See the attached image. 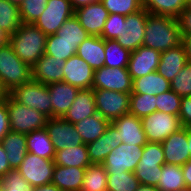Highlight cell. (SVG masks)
<instances>
[{
	"label": "cell",
	"mask_w": 191,
	"mask_h": 191,
	"mask_svg": "<svg viewBox=\"0 0 191 191\" xmlns=\"http://www.w3.org/2000/svg\"><path fill=\"white\" fill-rule=\"evenodd\" d=\"M179 44H181V34L178 19L169 16L148 15L142 46L164 52Z\"/></svg>",
	"instance_id": "6da1fadb"
},
{
	"label": "cell",
	"mask_w": 191,
	"mask_h": 191,
	"mask_svg": "<svg viewBox=\"0 0 191 191\" xmlns=\"http://www.w3.org/2000/svg\"><path fill=\"white\" fill-rule=\"evenodd\" d=\"M47 36L34 24L22 23L10 35L9 44L15 54L28 66H32L44 55Z\"/></svg>",
	"instance_id": "7a4b0ae2"
},
{
	"label": "cell",
	"mask_w": 191,
	"mask_h": 191,
	"mask_svg": "<svg viewBox=\"0 0 191 191\" xmlns=\"http://www.w3.org/2000/svg\"><path fill=\"white\" fill-rule=\"evenodd\" d=\"M32 80L31 67L24 63L10 44L0 47V86L9 94Z\"/></svg>",
	"instance_id": "3957f363"
},
{
	"label": "cell",
	"mask_w": 191,
	"mask_h": 191,
	"mask_svg": "<svg viewBox=\"0 0 191 191\" xmlns=\"http://www.w3.org/2000/svg\"><path fill=\"white\" fill-rule=\"evenodd\" d=\"M6 105L10 131L27 135L31 131L45 128L48 117L38 110L17 102L10 94H6Z\"/></svg>",
	"instance_id": "277c9868"
},
{
	"label": "cell",
	"mask_w": 191,
	"mask_h": 191,
	"mask_svg": "<svg viewBox=\"0 0 191 191\" xmlns=\"http://www.w3.org/2000/svg\"><path fill=\"white\" fill-rule=\"evenodd\" d=\"M165 164L162 144L147 142L143 147L142 156L134 171L140 184L157 187Z\"/></svg>",
	"instance_id": "5b68a950"
},
{
	"label": "cell",
	"mask_w": 191,
	"mask_h": 191,
	"mask_svg": "<svg viewBox=\"0 0 191 191\" xmlns=\"http://www.w3.org/2000/svg\"><path fill=\"white\" fill-rule=\"evenodd\" d=\"M17 102L52 117V103L47 85L34 80L15 88L9 93Z\"/></svg>",
	"instance_id": "8992f818"
},
{
	"label": "cell",
	"mask_w": 191,
	"mask_h": 191,
	"mask_svg": "<svg viewBox=\"0 0 191 191\" xmlns=\"http://www.w3.org/2000/svg\"><path fill=\"white\" fill-rule=\"evenodd\" d=\"M148 142L162 143L173 132L182 128L179 116L155 111L141 118Z\"/></svg>",
	"instance_id": "52a82bcc"
},
{
	"label": "cell",
	"mask_w": 191,
	"mask_h": 191,
	"mask_svg": "<svg viewBox=\"0 0 191 191\" xmlns=\"http://www.w3.org/2000/svg\"><path fill=\"white\" fill-rule=\"evenodd\" d=\"M96 111L110 123L129 113L130 94L104 89L93 90Z\"/></svg>",
	"instance_id": "ba28073f"
},
{
	"label": "cell",
	"mask_w": 191,
	"mask_h": 191,
	"mask_svg": "<svg viewBox=\"0 0 191 191\" xmlns=\"http://www.w3.org/2000/svg\"><path fill=\"white\" fill-rule=\"evenodd\" d=\"M70 0H48L45 11L34 23L46 36L54 35L74 15Z\"/></svg>",
	"instance_id": "9c48e42d"
},
{
	"label": "cell",
	"mask_w": 191,
	"mask_h": 191,
	"mask_svg": "<svg viewBox=\"0 0 191 191\" xmlns=\"http://www.w3.org/2000/svg\"><path fill=\"white\" fill-rule=\"evenodd\" d=\"M54 167V160L44 159L28 152L17 171L31 187H35L52 182Z\"/></svg>",
	"instance_id": "30bf717a"
},
{
	"label": "cell",
	"mask_w": 191,
	"mask_h": 191,
	"mask_svg": "<svg viewBox=\"0 0 191 191\" xmlns=\"http://www.w3.org/2000/svg\"><path fill=\"white\" fill-rule=\"evenodd\" d=\"M143 147L121 143L108 154L102 165L107 173L134 172L142 156Z\"/></svg>",
	"instance_id": "8fae6325"
},
{
	"label": "cell",
	"mask_w": 191,
	"mask_h": 191,
	"mask_svg": "<svg viewBox=\"0 0 191 191\" xmlns=\"http://www.w3.org/2000/svg\"><path fill=\"white\" fill-rule=\"evenodd\" d=\"M133 81L127 68L101 67L94 71L93 90L104 89L122 93H132Z\"/></svg>",
	"instance_id": "7c38bea8"
},
{
	"label": "cell",
	"mask_w": 191,
	"mask_h": 191,
	"mask_svg": "<svg viewBox=\"0 0 191 191\" xmlns=\"http://www.w3.org/2000/svg\"><path fill=\"white\" fill-rule=\"evenodd\" d=\"M148 15L149 13L142 8L126 16L125 22L122 23V34L116 39L123 48L131 52L143 45Z\"/></svg>",
	"instance_id": "4fadbf2b"
},
{
	"label": "cell",
	"mask_w": 191,
	"mask_h": 191,
	"mask_svg": "<svg viewBox=\"0 0 191 191\" xmlns=\"http://www.w3.org/2000/svg\"><path fill=\"white\" fill-rule=\"evenodd\" d=\"M45 129L53 143L55 152L84 144L74 124L65 121L63 118H48Z\"/></svg>",
	"instance_id": "5bb4252c"
},
{
	"label": "cell",
	"mask_w": 191,
	"mask_h": 191,
	"mask_svg": "<svg viewBox=\"0 0 191 191\" xmlns=\"http://www.w3.org/2000/svg\"><path fill=\"white\" fill-rule=\"evenodd\" d=\"M161 144L166 164L183 166L191 159L188 148V131L185 127L173 132Z\"/></svg>",
	"instance_id": "9a60e30c"
},
{
	"label": "cell",
	"mask_w": 191,
	"mask_h": 191,
	"mask_svg": "<svg viewBox=\"0 0 191 191\" xmlns=\"http://www.w3.org/2000/svg\"><path fill=\"white\" fill-rule=\"evenodd\" d=\"M160 56L161 52L145 46H140L135 51H131L127 69L132 81L156 71Z\"/></svg>",
	"instance_id": "2e32d148"
},
{
	"label": "cell",
	"mask_w": 191,
	"mask_h": 191,
	"mask_svg": "<svg viewBox=\"0 0 191 191\" xmlns=\"http://www.w3.org/2000/svg\"><path fill=\"white\" fill-rule=\"evenodd\" d=\"M63 82L80 89H92L94 70L77 54L66 60Z\"/></svg>",
	"instance_id": "e0dca14e"
},
{
	"label": "cell",
	"mask_w": 191,
	"mask_h": 191,
	"mask_svg": "<svg viewBox=\"0 0 191 191\" xmlns=\"http://www.w3.org/2000/svg\"><path fill=\"white\" fill-rule=\"evenodd\" d=\"M108 11L101 1L80 7L74 11V16L90 36H101Z\"/></svg>",
	"instance_id": "ac0fdd59"
},
{
	"label": "cell",
	"mask_w": 191,
	"mask_h": 191,
	"mask_svg": "<svg viewBox=\"0 0 191 191\" xmlns=\"http://www.w3.org/2000/svg\"><path fill=\"white\" fill-rule=\"evenodd\" d=\"M65 62L44 54L31 68L32 80L44 85L63 82Z\"/></svg>",
	"instance_id": "d6986e66"
},
{
	"label": "cell",
	"mask_w": 191,
	"mask_h": 191,
	"mask_svg": "<svg viewBox=\"0 0 191 191\" xmlns=\"http://www.w3.org/2000/svg\"><path fill=\"white\" fill-rule=\"evenodd\" d=\"M118 130L122 143L144 146L148 141L141 118L127 113L111 122Z\"/></svg>",
	"instance_id": "ffe728a7"
},
{
	"label": "cell",
	"mask_w": 191,
	"mask_h": 191,
	"mask_svg": "<svg viewBox=\"0 0 191 191\" xmlns=\"http://www.w3.org/2000/svg\"><path fill=\"white\" fill-rule=\"evenodd\" d=\"M122 143L116 127L110 123L102 136L86 145L91 163H103L108 154Z\"/></svg>",
	"instance_id": "44dd1931"
},
{
	"label": "cell",
	"mask_w": 191,
	"mask_h": 191,
	"mask_svg": "<svg viewBox=\"0 0 191 191\" xmlns=\"http://www.w3.org/2000/svg\"><path fill=\"white\" fill-rule=\"evenodd\" d=\"M52 103V117L63 118L75 100L79 89L65 82L47 85Z\"/></svg>",
	"instance_id": "7402d4cb"
},
{
	"label": "cell",
	"mask_w": 191,
	"mask_h": 191,
	"mask_svg": "<svg viewBox=\"0 0 191 191\" xmlns=\"http://www.w3.org/2000/svg\"><path fill=\"white\" fill-rule=\"evenodd\" d=\"M96 113L93 89H80L63 119L72 124H76L84 118H88Z\"/></svg>",
	"instance_id": "603a6c76"
},
{
	"label": "cell",
	"mask_w": 191,
	"mask_h": 191,
	"mask_svg": "<svg viewBox=\"0 0 191 191\" xmlns=\"http://www.w3.org/2000/svg\"><path fill=\"white\" fill-rule=\"evenodd\" d=\"M187 62L185 48L182 44H179L175 48L161 52L160 62L156 71L167 81L171 82Z\"/></svg>",
	"instance_id": "cb8c5ba5"
},
{
	"label": "cell",
	"mask_w": 191,
	"mask_h": 191,
	"mask_svg": "<svg viewBox=\"0 0 191 191\" xmlns=\"http://www.w3.org/2000/svg\"><path fill=\"white\" fill-rule=\"evenodd\" d=\"M95 71L104 66L105 40L99 36H89L77 49L76 53Z\"/></svg>",
	"instance_id": "d4e9b609"
},
{
	"label": "cell",
	"mask_w": 191,
	"mask_h": 191,
	"mask_svg": "<svg viewBox=\"0 0 191 191\" xmlns=\"http://www.w3.org/2000/svg\"><path fill=\"white\" fill-rule=\"evenodd\" d=\"M85 168L55 165L51 183L63 191H80L85 176Z\"/></svg>",
	"instance_id": "484cf974"
},
{
	"label": "cell",
	"mask_w": 191,
	"mask_h": 191,
	"mask_svg": "<svg viewBox=\"0 0 191 191\" xmlns=\"http://www.w3.org/2000/svg\"><path fill=\"white\" fill-rule=\"evenodd\" d=\"M11 169H17L25 158L27 151L26 135L9 131L1 141Z\"/></svg>",
	"instance_id": "4316f807"
},
{
	"label": "cell",
	"mask_w": 191,
	"mask_h": 191,
	"mask_svg": "<svg viewBox=\"0 0 191 191\" xmlns=\"http://www.w3.org/2000/svg\"><path fill=\"white\" fill-rule=\"evenodd\" d=\"M171 90V83L157 71L133 80L132 93L159 95Z\"/></svg>",
	"instance_id": "83f0119b"
},
{
	"label": "cell",
	"mask_w": 191,
	"mask_h": 191,
	"mask_svg": "<svg viewBox=\"0 0 191 191\" xmlns=\"http://www.w3.org/2000/svg\"><path fill=\"white\" fill-rule=\"evenodd\" d=\"M110 122L98 112L74 124L84 144L97 140L104 134Z\"/></svg>",
	"instance_id": "f1b7e54d"
},
{
	"label": "cell",
	"mask_w": 191,
	"mask_h": 191,
	"mask_svg": "<svg viewBox=\"0 0 191 191\" xmlns=\"http://www.w3.org/2000/svg\"><path fill=\"white\" fill-rule=\"evenodd\" d=\"M27 151L44 159L54 160L55 149L45 128L26 135Z\"/></svg>",
	"instance_id": "f546056e"
},
{
	"label": "cell",
	"mask_w": 191,
	"mask_h": 191,
	"mask_svg": "<svg viewBox=\"0 0 191 191\" xmlns=\"http://www.w3.org/2000/svg\"><path fill=\"white\" fill-rule=\"evenodd\" d=\"M54 164L65 167H87L91 164L86 144L55 152Z\"/></svg>",
	"instance_id": "4dcf8cb0"
},
{
	"label": "cell",
	"mask_w": 191,
	"mask_h": 191,
	"mask_svg": "<svg viewBox=\"0 0 191 191\" xmlns=\"http://www.w3.org/2000/svg\"><path fill=\"white\" fill-rule=\"evenodd\" d=\"M142 7L152 15L178 19L186 7V0H141Z\"/></svg>",
	"instance_id": "1f68e13d"
},
{
	"label": "cell",
	"mask_w": 191,
	"mask_h": 191,
	"mask_svg": "<svg viewBox=\"0 0 191 191\" xmlns=\"http://www.w3.org/2000/svg\"><path fill=\"white\" fill-rule=\"evenodd\" d=\"M108 174L102 163H91L85 168V176L80 191H105Z\"/></svg>",
	"instance_id": "d6a6232c"
},
{
	"label": "cell",
	"mask_w": 191,
	"mask_h": 191,
	"mask_svg": "<svg viewBox=\"0 0 191 191\" xmlns=\"http://www.w3.org/2000/svg\"><path fill=\"white\" fill-rule=\"evenodd\" d=\"M186 187L182 167L164 164L157 188L160 191H175Z\"/></svg>",
	"instance_id": "836d02e7"
},
{
	"label": "cell",
	"mask_w": 191,
	"mask_h": 191,
	"mask_svg": "<svg viewBox=\"0 0 191 191\" xmlns=\"http://www.w3.org/2000/svg\"><path fill=\"white\" fill-rule=\"evenodd\" d=\"M77 49L78 45L75 42L64 41L54 34L47 36L44 54L66 61L77 53Z\"/></svg>",
	"instance_id": "e575fe53"
},
{
	"label": "cell",
	"mask_w": 191,
	"mask_h": 191,
	"mask_svg": "<svg viewBox=\"0 0 191 191\" xmlns=\"http://www.w3.org/2000/svg\"><path fill=\"white\" fill-rule=\"evenodd\" d=\"M104 66L109 68H127L130 51L123 48L116 40H105Z\"/></svg>",
	"instance_id": "d590c367"
},
{
	"label": "cell",
	"mask_w": 191,
	"mask_h": 191,
	"mask_svg": "<svg viewBox=\"0 0 191 191\" xmlns=\"http://www.w3.org/2000/svg\"><path fill=\"white\" fill-rule=\"evenodd\" d=\"M21 25L19 6L7 0H0V28L11 35Z\"/></svg>",
	"instance_id": "8d00e7d4"
},
{
	"label": "cell",
	"mask_w": 191,
	"mask_h": 191,
	"mask_svg": "<svg viewBox=\"0 0 191 191\" xmlns=\"http://www.w3.org/2000/svg\"><path fill=\"white\" fill-rule=\"evenodd\" d=\"M107 190L109 191H136L140 185L134 172L107 173Z\"/></svg>",
	"instance_id": "74e56055"
},
{
	"label": "cell",
	"mask_w": 191,
	"mask_h": 191,
	"mask_svg": "<svg viewBox=\"0 0 191 191\" xmlns=\"http://www.w3.org/2000/svg\"><path fill=\"white\" fill-rule=\"evenodd\" d=\"M56 35L59 36V39L75 42L78 46L90 36L74 15L64 22Z\"/></svg>",
	"instance_id": "f35d334b"
},
{
	"label": "cell",
	"mask_w": 191,
	"mask_h": 191,
	"mask_svg": "<svg viewBox=\"0 0 191 191\" xmlns=\"http://www.w3.org/2000/svg\"><path fill=\"white\" fill-rule=\"evenodd\" d=\"M156 95L130 94L129 113L142 118L156 111Z\"/></svg>",
	"instance_id": "ab89813d"
},
{
	"label": "cell",
	"mask_w": 191,
	"mask_h": 191,
	"mask_svg": "<svg viewBox=\"0 0 191 191\" xmlns=\"http://www.w3.org/2000/svg\"><path fill=\"white\" fill-rule=\"evenodd\" d=\"M48 0H23L19 6L22 23L34 24L45 11Z\"/></svg>",
	"instance_id": "60d3db41"
},
{
	"label": "cell",
	"mask_w": 191,
	"mask_h": 191,
	"mask_svg": "<svg viewBox=\"0 0 191 191\" xmlns=\"http://www.w3.org/2000/svg\"><path fill=\"white\" fill-rule=\"evenodd\" d=\"M109 14L127 16L141 10V0H100Z\"/></svg>",
	"instance_id": "b9f144b4"
},
{
	"label": "cell",
	"mask_w": 191,
	"mask_h": 191,
	"mask_svg": "<svg viewBox=\"0 0 191 191\" xmlns=\"http://www.w3.org/2000/svg\"><path fill=\"white\" fill-rule=\"evenodd\" d=\"M156 98V111L178 116L182 97L169 90L156 95Z\"/></svg>",
	"instance_id": "7bdbcfd3"
},
{
	"label": "cell",
	"mask_w": 191,
	"mask_h": 191,
	"mask_svg": "<svg viewBox=\"0 0 191 191\" xmlns=\"http://www.w3.org/2000/svg\"><path fill=\"white\" fill-rule=\"evenodd\" d=\"M170 83L171 90L180 97L191 96V63L187 62Z\"/></svg>",
	"instance_id": "ee69618b"
},
{
	"label": "cell",
	"mask_w": 191,
	"mask_h": 191,
	"mask_svg": "<svg viewBox=\"0 0 191 191\" xmlns=\"http://www.w3.org/2000/svg\"><path fill=\"white\" fill-rule=\"evenodd\" d=\"M4 191H30V184L22 177L17 169L7 172L1 179Z\"/></svg>",
	"instance_id": "f6af8a7d"
},
{
	"label": "cell",
	"mask_w": 191,
	"mask_h": 191,
	"mask_svg": "<svg viewBox=\"0 0 191 191\" xmlns=\"http://www.w3.org/2000/svg\"><path fill=\"white\" fill-rule=\"evenodd\" d=\"M125 19L124 15L109 14L100 37L104 40H116L122 34V23Z\"/></svg>",
	"instance_id": "bcb514c9"
},
{
	"label": "cell",
	"mask_w": 191,
	"mask_h": 191,
	"mask_svg": "<svg viewBox=\"0 0 191 191\" xmlns=\"http://www.w3.org/2000/svg\"><path fill=\"white\" fill-rule=\"evenodd\" d=\"M10 131V122L8 117V108L6 105V96L0 100V142Z\"/></svg>",
	"instance_id": "7dc6e473"
},
{
	"label": "cell",
	"mask_w": 191,
	"mask_h": 191,
	"mask_svg": "<svg viewBox=\"0 0 191 191\" xmlns=\"http://www.w3.org/2000/svg\"><path fill=\"white\" fill-rule=\"evenodd\" d=\"M178 116L183 127L191 123V96L182 97Z\"/></svg>",
	"instance_id": "c3c4849f"
},
{
	"label": "cell",
	"mask_w": 191,
	"mask_h": 191,
	"mask_svg": "<svg viewBox=\"0 0 191 191\" xmlns=\"http://www.w3.org/2000/svg\"><path fill=\"white\" fill-rule=\"evenodd\" d=\"M178 21L180 25L181 36L191 35V10L184 9L179 16Z\"/></svg>",
	"instance_id": "681fc988"
},
{
	"label": "cell",
	"mask_w": 191,
	"mask_h": 191,
	"mask_svg": "<svg viewBox=\"0 0 191 191\" xmlns=\"http://www.w3.org/2000/svg\"><path fill=\"white\" fill-rule=\"evenodd\" d=\"M10 170L12 169L8 163L6 152L0 142V179Z\"/></svg>",
	"instance_id": "f907efd6"
},
{
	"label": "cell",
	"mask_w": 191,
	"mask_h": 191,
	"mask_svg": "<svg viewBox=\"0 0 191 191\" xmlns=\"http://www.w3.org/2000/svg\"><path fill=\"white\" fill-rule=\"evenodd\" d=\"M182 167L186 187L191 188V159Z\"/></svg>",
	"instance_id": "816d5d0a"
},
{
	"label": "cell",
	"mask_w": 191,
	"mask_h": 191,
	"mask_svg": "<svg viewBox=\"0 0 191 191\" xmlns=\"http://www.w3.org/2000/svg\"><path fill=\"white\" fill-rule=\"evenodd\" d=\"M181 44L185 48V53L187 56V61L191 63V35L181 36Z\"/></svg>",
	"instance_id": "f5cc1de1"
},
{
	"label": "cell",
	"mask_w": 191,
	"mask_h": 191,
	"mask_svg": "<svg viewBox=\"0 0 191 191\" xmlns=\"http://www.w3.org/2000/svg\"><path fill=\"white\" fill-rule=\"evenodd\" d=\"M30 191H63L58 186L48 183L41 186L31 187Z\"/></svg>",
	"instance_id": "db71d44e"
},
{
	"label": "cell",
	"mask_w": 191,
	"mask_h": 191,
	"mask_svg": "<svg viewBox=\"0 0 191 191\" xmlns=\"http://www.w3.org/2000/svg\"><path fill=\"white\" fill-rule=\"evenodd\" d=\"M98 1L100 0H70L74 10Z\"/></svg>",
	"instance_id": "11a10c76"
},
{
	"label": "cell",
	"mask_w": 191,
	"mask_h": 191,
	"mask_svg": "<svg viewBox=\"0 0 191 191\" xmlns=\"http://www.w3.org/2000/svg\"><path fill=\"white\" fill-rule=\"evenodd\" d=\"M10 34L0 28V47L9 44Z\"/></svg>",
	"instance_id": "9f6ffc18"
},
{
	"label": "cell",
	"mask_w": 191,
	"mask_h": 191,
	"mask_svg": "<svg viewBox=\"0 0 191 191\" xmlns=\"http://www.w3.org/2000/svg\"><path fill=\"white\" fill-rule=\"evenodd\" d=\"M136 191H160L157 187L140 184Z\"/></svg>",
	"instance_id": "6f0895ef"
},
{
	"label": "cell",
	"mask_w": 191,
	"mask_h": 191,
	"mask_svg": "<svg viewBox=\"0 0 191 191\" xmlns=\"http://www.w3.org/2000/svg\"><path fill=\"white\" fill-rule=\"evenodd\" d=\"M8 2H11L13 4H16L18 6H20V4L23 2V0H7Z\"/></svg>",
	"instance_id": "680465c9"
},
{
	"label": "cell",
	"mask_w": 191,
	"mask_h": 191,
	"mask_svg": "<svg viewBox=\"0 0 191 191\" xmlns=\"http://www.w3.org/2000/svg\"><path fill=\"white\" fill-rule=\"evenodd\" d=\"M5 96H6V93L0 86V100L4 99Z\"/></svg>",
	"instance_id": "91938a15"
},
{
	"label": "cell",
	"mask_w": 191,
	"mask_h": 191,
	"mask_svg": "<svg viewBox=\"0 0 191 191\" xmlns=\"http://www.w3.org/2000/svg\"><path fill=\"white\" fill-rule=\"evenodd\" d=\"M185 9H190L191 10V0H186V7Z\"/></svg>",
	"instance_id": "94428289"
},
{
	"label": "cell",
	"mask_w": 191,
	"mask_h": 191,
	"mask_svg": "<svg viewBox=\"0 0 191 191\" xmlns=\"http://www.w3.org/2000/svg\"><path fill=\"white\" fill-rule=\"evenodd\" d=\"M188 148L190 150V153H191V135L188 134Z\"/></svg>",
	"instance_id": "6125c7cd"
},
{
	"label": "cell",
	"mask_w": 191,
	"mask_h": 191,
	"mask_svg": "<svg viewBox=\"0 0 191 191\" xmlns=\"http://www.w3.org/2000/svg\"><path fill=\"white\" fill-rule=\"evenodd\" d=\"M185 128L187 129L188 134L191 135V123H189Z\"/></svg>",
	"instance_id": "be15d7a7"
},
{
	"label": "cell",
	"mask_w": 191,
	"mask_h": 191,
	"mask_svg": "<svg viewBox=\"0 0 191 191\" xmlns=\"http://www.w3.org/2000/svg\"><path fill=\"white\" fill-rule=\"evenodd\" d=\"M175 191H189V188L188 187H184V188H182L180 190H175Z\"/></svg>",
	"instance_id": "e7e4bbea"
},
{
	"label": "cell",
	"mask_w": 191,
	"mask_h": 191,
	"mask_svg": "<svg viewBox=\"0 0 191 191\" xmlns=\"http://www.w3.org/2000/svg\"><path fill=\"white\" fill-rule=\"evenodd\" d=\"M0 191H4L3 184L1 182V180H0Z\"/></svg>",
	"instance_id": "03108f58"
}]
</instances>
